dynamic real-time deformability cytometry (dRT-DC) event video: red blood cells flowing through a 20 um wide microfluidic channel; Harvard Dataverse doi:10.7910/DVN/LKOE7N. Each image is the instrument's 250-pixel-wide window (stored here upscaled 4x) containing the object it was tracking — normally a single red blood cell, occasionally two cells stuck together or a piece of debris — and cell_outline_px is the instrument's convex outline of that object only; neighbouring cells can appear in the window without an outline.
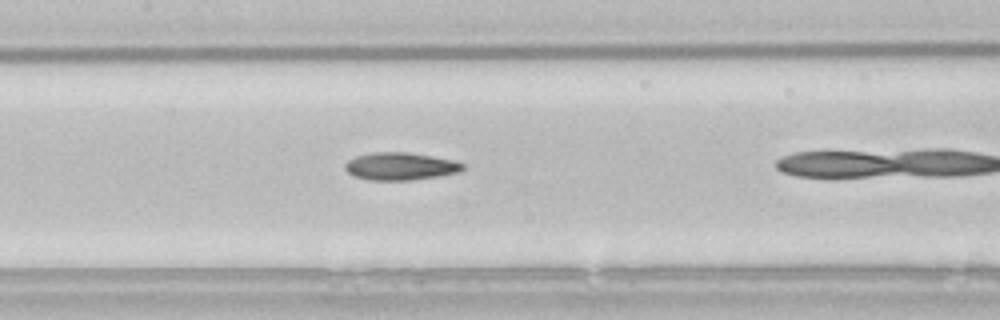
{"species": "common noctule bat (a hibernating species)", "species_latin": "Nyctalus noctula", "temperature_condition": "room temperature", "stored_images_in_passage": 34, "camera_frame_rate_fps": 3000, "um_per_image_px": 0.085, "animal": {"sex": "male", "body_mass_g": 21.5, "forearm_length_mm": 52.0}, "frame": {"image": 1, "passage_image": 17, "time_ms": 5.333, "image_size_px": [1000, 320], "cell_outline_px": [[464, 168], [456, 172], [436, 176], [408, 180], [368, 180], [356, 176], [348, 172], [344, 168], [344, 164], [348, 160], [356, 156], [372, 152], [408, 152], [456, 160], [464, 164]], "centroid_in_image_um": [34.0, 14.12], "position_along_channel_um": 173.4, "area_um2": 18.79}}
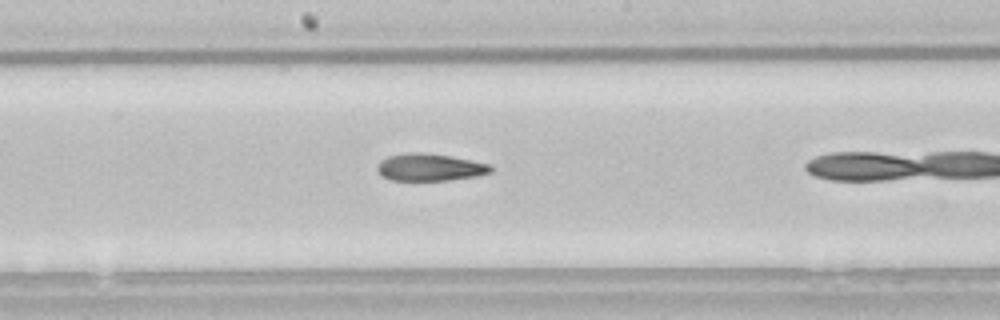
{"frame": {"image": 2, "passage_image": 20, "time_ms": 6.333, "image_size_px": [1000, 320], "cell_outline_px": [[492, 172], [476, 176], [448, 180], [392, 180], [380, 176], [376, 168], [380, 160], [388, 156], [408, 152], [420, 152], [448, 156], [492, 164]], "centroid_in_image_um": [36.51, 14.22], "position_along_channel_um": 211.7, "area_um2": 18.03}}